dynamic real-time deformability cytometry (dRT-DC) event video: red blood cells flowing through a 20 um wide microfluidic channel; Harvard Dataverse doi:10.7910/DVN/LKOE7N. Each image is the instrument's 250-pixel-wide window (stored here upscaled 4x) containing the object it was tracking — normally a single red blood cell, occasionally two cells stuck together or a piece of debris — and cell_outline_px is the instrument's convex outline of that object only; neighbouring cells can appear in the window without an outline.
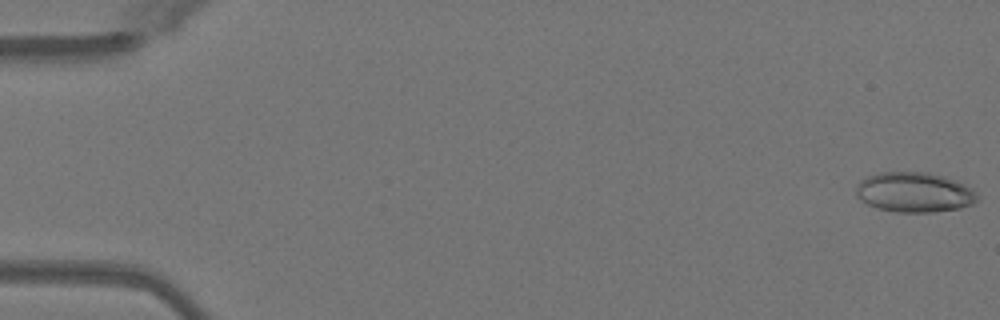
{"species": "Egyptian fruit bat (a non-hibernating species)", "species_latin": "Rousettus aegyptiacus", "temperature_condition": "warm", "stored_images_in_passage": 7, "camera_frame_rate_fps": 3000, "um_per_image_px": 0.085, "animal": {"sex": "female"}, "frame": {"image": 1, "passage_image": 1, "time_ms": 0.0, "image_size_px": [1000, 320], "cell_outline_px": [[976, 200], [972, 204], [960, 208], [932, 212], [896, 212], [880, 208], [868, 204], [856, 196], [856, 188], [860, 180], [868, 176], [880, 172], [928, 172], [944, 176], [972, 188], [976, 196]], "centroid_in_image_um": [77.69, 16.33], "position_along_channel_um": 7.3, "area_um2": 27.98}}